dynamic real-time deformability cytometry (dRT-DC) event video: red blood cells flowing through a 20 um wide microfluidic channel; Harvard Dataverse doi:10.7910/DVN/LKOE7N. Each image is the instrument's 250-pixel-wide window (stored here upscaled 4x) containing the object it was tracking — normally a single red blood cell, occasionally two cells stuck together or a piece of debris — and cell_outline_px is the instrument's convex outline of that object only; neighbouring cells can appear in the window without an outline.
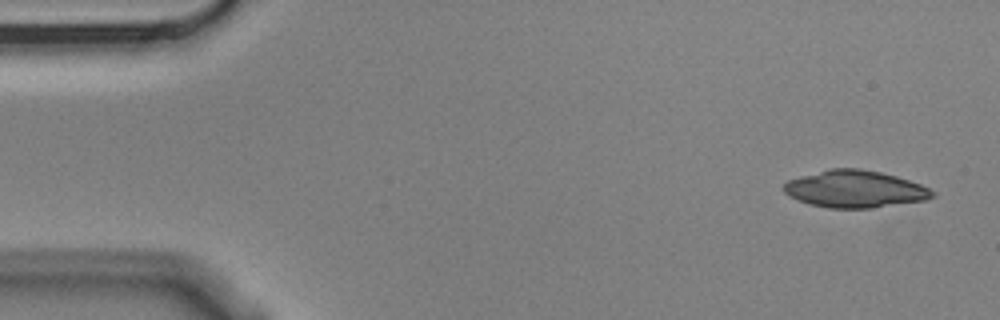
{"species": "Egyptian fruit bat (a non-hibernating species)", "species_latin": "Rousettus aegyptiacus", "temperature_condition": "cold", "stored_images_in_passage": 8, "segment_of_instrument_passage": [1, 2], "camera_frame_rate_fps": 3000, "um_per_image_px": 0.085, "animal": {"sex": "male"}, "frame": {"image": 1, "passage_image": 1, "time_ms": 0.0, "image_size_px": [1000, 320], "cell_outline_px": [[936, 196], [924, 200], [872, 208], [828, 208], [812, 204], [788, 196], [784, 192], [784, 184], [788, 180], [800, 176], [832, 168], [860, 168], [880, 172], [896, 176], [920, 184], [936, 192]], "centroid_in_image_um": [72.68, 16.07], "position_along_channel_um": 12.3, "area_um2": 31.96}}